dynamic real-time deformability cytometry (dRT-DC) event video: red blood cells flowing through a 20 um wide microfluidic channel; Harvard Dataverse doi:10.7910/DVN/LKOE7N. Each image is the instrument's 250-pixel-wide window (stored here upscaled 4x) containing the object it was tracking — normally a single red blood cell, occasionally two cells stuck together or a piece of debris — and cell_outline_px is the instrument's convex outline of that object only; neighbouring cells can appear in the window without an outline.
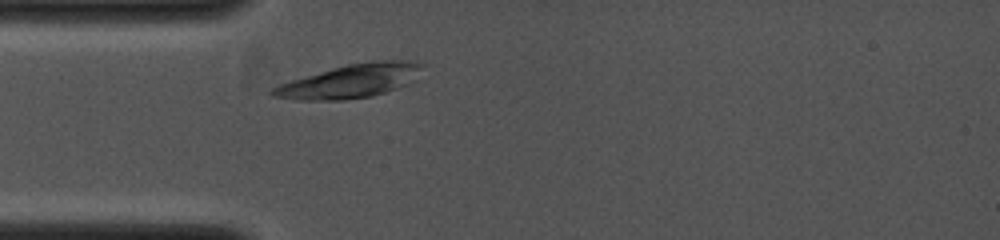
{"species": "common noctule bat (a hibernating species)", "species_latin": "Nyctalus noctula", "temperature_condition": "cold", "stored_images_in_passage": 3, "camera_frame_rate_fps": 4000, "um_per_image_px": 0.085, "animal": {"sex": "female", "body_mass_g": 19.0, "forearm_length_mm": 53.3}, "frame": {"image": 1, "passage_image": 3, "time_ms": 1.0, "image_size_px": [1000, 240], "cell_outline_px": [[428, 64], [416, 80], [408, 84], [372, 96], [344, 100], [300, 100], [272, 96], [268, 92], [272, 88], [280, 84], [292, 80], [332, 68], [348, 64], [376, 60], [416, 60]], "centroid_in_image_um": [29.89, 6.87], "position_along_channel_um": 55.1, "area_um2": 29.59}}